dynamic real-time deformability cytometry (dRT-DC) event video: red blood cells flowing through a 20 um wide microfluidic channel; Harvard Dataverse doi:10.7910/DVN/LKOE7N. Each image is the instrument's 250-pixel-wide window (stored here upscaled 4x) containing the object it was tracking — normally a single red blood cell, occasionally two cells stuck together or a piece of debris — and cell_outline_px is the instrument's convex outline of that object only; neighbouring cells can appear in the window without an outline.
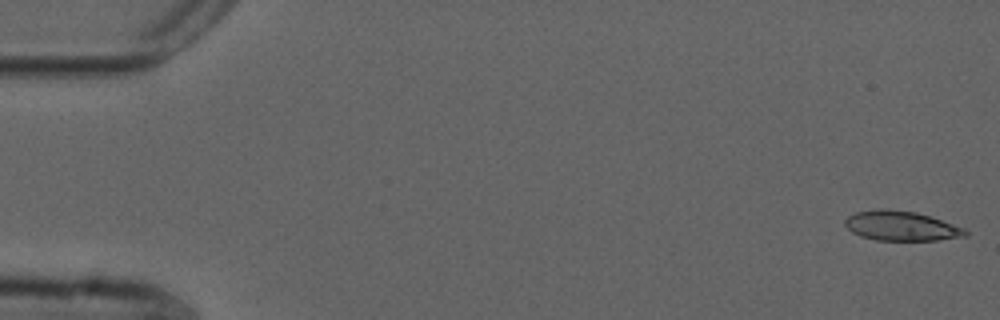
{"species": "common noctule bat (a hibernating species)", "species_latin": "Nyctalus noctula", "temperature_condition": "cold", "stored_images_in_passage": 14, "camera_frame_rate_fps": 3000, "um_per_image_px": 0.085, "animal": {"sex": "male", "forearm_length_mm": 52.5}, "frame": {"image": 1, "passage_image": 1, "time_ms": 0.0, "image_size_px": [1000, 320], "cell_outline_px": [[968, 236], [936, 240], [876, 240], [860, 236], [852, 232], [844, 224], [844, 220], [848, 216], [856, 212], [880, 208], [888, 208], [916, 212], [964, 228], [968, 232]], "centroid_in_image_um": [76.57, 19.2], "position_along_channel_um": 8.4, "area_um2": 20.75}}